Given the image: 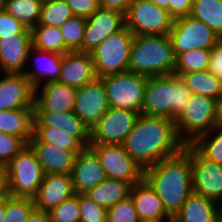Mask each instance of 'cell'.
Wrapping results in <instances>:
<instances>
[{
  "instance_id": "cell-38",
  "label": "cell",
  "mask_w": 222,
  "mask_h": 222,
  "mask_svg": "<svg viewBox=\"0 0 222 222\" xmlns=\"http://www.w3.org/2000/svg\"><path fill=\"white\" fill-rule=\"evenodd\" d=\"M35 208L32 198L6 197V214L2 222H26Z\"/></svg>"
},
{
  "instance_id": "cell-41",
  "label": "cell",
  "mask_w": 222,
  "mask_h": 222,
  "mask_svg": "<svg viewBox=\"0 0 222 222\" xmlns=\"http://www.w3.org/2000/svg\"><path fill=\"white\" fill-rule=\"evenodd\" d=\"M80 222H107V209L96 204L86 194H79Z\"/></svg>"
},
{
  "instance_id": "cell-1",
  "label": "cell",
  "mask_w": 222,
  "mask_h": 222,
  "mask_svg": "<svg viewBox=\"0 0 222 222\" xmlns=\"http://www.w3.org/2000/svg\"><path fill=\"white\" fill-rule=\"evenodd\" d=\"M123 146L145 170L177 154L185 144L177 135L173 119L140 114Z\"/></svg>"
},
{
  "instance_id": "cell-46",
  "label": "cell",
  "mask_w": 222,
  "mask_h": 222,
  "mask_svg": "<svg viewBox=\"0 0 222 222\" xmlns=\"http://www.w3.org/2000/svg\"><path fill=\"white\" fill-rule=\"evenodd\" d=\"M193 0H169L168 12L174 18L189 16Z\"/></svg>"
},
{
  "instance_id": "cell-12",
  "label": "cell",
  "mask_w": 222,
  "mask_h": 222,
  "mask_svg": "<svg viewBox=\"0 0 222 222\" xmlns=\"http://www.w3.org/2000/svg\"><path fill=\"white\" fill-rule=\"evenodd\" d=\"M139 115L134 110L110 108L91 129L90 145H123Z\"/></svg>"
},
{
  "instance_id": "cell-7",
  "label": "cell",
  "mask_w": 222,
  "mask_h": 222,
  "mask_svg": "<svg viewBox=\"0 0 222 222\" xmlns=\"http://www.w3.org/2000/svg\"><path fill=\"white\" fill-rule=\"evenodd\" d=\"M216 100L193 94L182 114L174 121L179 139L192 144L214 127Z\"/></svg>"
},
{
  "instance_id": "cell-8",
  "label": "cell",
  "mask_w": 222,
  "mask_h": 222,
  "mask_svg": "<svg viewBox=\"0 0 222 222\" xmlns=\"http://www.w3.org/2000/svg\"><path fill=\"white\" fill-rule=\"evenodd\" d=\"M110 108L134 110L142 113L147 77L124 72L101 77Z\"/></svg>"
},
{
  "instance_id": "cell-27",
  "label": "cell",
  "mask_w": 222,
  "mask_h": 222,
  "mask_svg": "<svg viewBox=\"0 0 222 222\" xmlns=\"http://www.w3.org/2000/svg\"><path fill=\"white\" fill-rule=\"evenodd\" d=\"M34 109L0 111V132L19 137L26 145L33 136Z\"/></svg>"
},
{
  "instance_id": "cell-48",
  "label": "cell",
  "mask_w": 222,
  "mask_h": 222,
  "mask_svg": "<svg viewBox=\"0 0 222 222\" xmlns=\"http://www.w3.org/2000/svg\"><path fill=\"white\" fill-rule=\"evenodd\" d=\"M26 222H51L49 212L37 209L35 207L29 214Z\"/></svg>"
},
{
  "instance_id": "cell-11",
  "label": "cell",
  "mask_w": 222,
  "mask_h": 222,
  "mask_svg": "<svg viewBox=\"0 0 222 222\" xmlns=\"http://www.w3.org/2000/svg\"><path fill=\"white\" fill-rule=\"evenodd\" d=\"M89 147L97 154L107 178L124 180L132 186L144 179V169L123 145L95 144Z\"/></svg>"
},
{
  "instance_id": "cell-21",
  "label": "cell",
  "mask_w": 222,
  "mask_h": 222,
  "mask_svg": "<svg viewBox=\"0 0 222 222\" xmlns=\"http://www.w3.org/2000/svg\"><path fill=\"white\" fill-rule=\"evenodd\" d=\"M96 78L91 53L73 51L63 54L59 83L77 89Z\"/></svg>"
},
{
  "instance_id": "cell-6",
  "label": "cell",
  "mask_w": 222,
  "mask_h": 222,
  "mask_svg": "<svg viewBox=\"0 0 222 222\" xmlns=\"http://www.w3.org/2000/svg\"><path fill=\"white\" fill-rule=\"evenodd\" d=\"M134 34L125 26L91 53L97 78L128 71Z\"/></svg>"
},
{
  "instance_id": "cell-36",
  "label": "cell",
  "mask_w": 222,
  "mask_h": 222,
  "mask_svg": "<svg viewBox=\"0 0 222 222\" xmlns=\"http://www.w3.org/2000/svg\"><path fill=\"white\" fill-rule=\"evenodd\" d=\"M86 23L87 18L72 16L59 27L65 46L70 52H82V40L86 29Z\"/></svg>"
},
{
  "instance_id": "cell-32",
  "label": "cell",
  "mask_w": 222,
  "mask_h": 222,
  "mask_svg": "<svg viewBox=\"0 0 222 222\" xmlns=\"http://www.w3.org/2000/svg\"><path fill=\"white\" fill-rule=\"evenodd\" d=\"M31 36L34 48L58 54L70 52L65 46L59 27L37 24L31 29Z\"/></svg>"
},
{
  "instance_id": "cell-15",
  "label": "cell",
  "mask_w": 222,
  "mask_h": 222,
  "mask_svg": "<svg viewBox=\"0 0 222 222\" xmlns=\"http://www.w3.org/2000/svg\"><path fill=\"white\" fill-rule=\"evenodd\" d=\"M125 27V14L99 7L87 18L82 52L92 53L101 42Z\"/></svg>"
},
{
  "instance_id": "cell-29",
  "label": "cell",
  "mask_w": 222,
  "mask_h": 222,
  "mask_svg": "<svg viewBox=\"0 0 222 222\" xmlns=\"http://www.w3.org/2000/svg\"><path fill=\"white\" fill-rule=\"evenodd\" d=\"M187 88L195 95L217 100L222 96V81L209 70L180 74Z\"/></svg>"
},
{
  "instance_id": "cell-53",
  "label": "cell",
  "mask_w": 222,
  "mask_h": 222,
  "mask_svg": "<svg viewBox=\"0 0 222 222\" xmlns=\"http://www.w3.org/2000/svg\"><path fill=\"white\" fill-rule=\"evenodd\" d=\"M6 0H0V12L5 11Z\"/></svg>"
},
{
  "instance_id": "cell-10",
  "label": "cell",
  "mask_w": 222,
  "mask_h": 222,
  "mask_svg": "<svg viewBox=\"0 0 222 222\" xmlns=\"http://www.w3.org/2000/svg\"><path fill=\"white\" fill-rule=\"evenodd\" d=\"M168 35L175 57L193 49L211 50L220 39L207 25L191 16L174 19Z\"/></svg>"
},
{
  "instance_id": "cell-23",
  "label": "cell",
  "mask_w": 222,
  "mask_h": 222,
  "mask_svg": "<svg viewBox=\"0 0 222 222\" xmlns=\"http://www.w3.org/2000/svg\"><path fill=\"white\" fill-rule=\"evenodd\" d=\"M130 197L140 222H172L161 199L145 179L131 187Z\"/></svg>"
},
{
  "instance_id": "cell-13",
  "label": "cell",
  "mask_w": 222,
  "mask_h": 222,
  "mask_svg": "<svg viewBox=\"0 0 222 222\" xmlns=\"http://www.w3.org/2000/svg\"><path fill=\"white\" fill-rule=\"evenodd\" d=\"M193 192L222 207V165L205 159L190 144Z\"/></svg>"
},
{
  "instance_id": "cell-52",
  "label": "cell",
  "mask_w": 222,
  "mask_h": 222,
  "mask_svg": "<svg viewBox=\"0 0 222 222\" xmlns=\"http://www.w3.org/2000/svg\"><path fill=\"white\" fill-rule=\"evenodd\" d=\"M158 7L166 9L168 11L169 0H151Z\"/></svg>"
},
{
  "instance_id": "cell-35",
  "label": "cell",
  "mask_w": 222,
  "mask_h": 222,
  "mask_svg": "<svg viewBox=\"0 0 222 222\" xmlns=\"http://www.w3.org/2000/svg\"><path fill=\"white\" fill-rule=\"evenodd\" d=\"M211 50L193 49L181 53L176 57L174 74L208 70Z\"/></svg>"
},
{
  "instance_id": "cell-39",
  "label": "cell",
  "mask_w": 222,
  "mask_h": 222,
  "mask_svg": "<svg viewBox=\"0 0 222 222\" xmlns=\"http://www.w3.org/2000/svg\"><path fill=\"white\" fill-rule=\"evenodd\" d=\"M51 222H80L79 194L70 198L49 211Z\"/></svg>"
},
{
  "instance_id": "cell-24",
  "label": "cell",
  "mask_w": 222,
  "mask_h": 222,
  "mask_svg": "<svg viewBox=\"0 0 222 222\" xmlns=\"http://www.w3.org/2000/svg\"><path fill=\"white\" fill-rule=\"evenodd\" d=\"M36 154L44 174H70L76 155L80 151H70L47 142L27 144Z\"/></svg>"
},
{
  "instance_id": "cell-51",
  "label": "cell",
  "mask_w": 222,
  "mask_h": 222,
  "mask_svg": "<svg viewBox=\"0 0 222 222\" xmlns=\"http://www.w3.org/2000/svg\"><path fill=\"white\" fill-rule=\"evenodd\" d=\"M6 214V198L0 200V222L4 219Z\"/></svg>"
},
{
  "instance_id": "cell-9",
  "label": "cell",
  "mask_w": 222,
  "mask_h": 222,
  "mask_svg": "<svg viewBox=\"0 0 222 222\" xmlns=\"http://www.w3.org/2000/svg\"><path fill=\"white\" fill-rule=\"evenodd\" d=\"M174 18L151 0H133L125 14V26L134 35H167Z\"/></svg>"
},
{
  "instance_id": "cell-3",
  "label": "cell",
  "mask_w": 222,
  "mask_h": 222,
  "mask_svg": "<svg viewBox=\"0 0 222 222\" xmlns=\"http://www.w3.org/2000/svg\"><path fill=\"white\" fill-rule=\"evenodd\" d=\"M192 95L180 75L147 77L141 114L175 121Z\"/></svg>"
},
{
  "instance_id": "cell-44",
  "label": "cell",
  "mask_w": 222,
  "mask_h": 222,
  "mask_svg": "<svg viewBox=\"0 0 222 222\" xmlns=\"http://www.w3.org/2000/svg\"><path fill=\"white\" fill-rule=\"evenodd\" d=\"M74 16L89 18L99 7V0H65Z\"/></svg>"
},
{
  "instance_id": "cell-54",
  "label": "cell",
  "mask_w": 222,
  "mask_h": 222,
  "mask_svg": "<svg viewBox=\"0 0 222 222\" xmlns=\"http://www.w3.org/2000/svg\"><path fill=\"white\" fill-rule=\"evenodd\" d=\"M54 1H58V0H40L42 5L47 4V3H51V2H54Z\"/></svg>"
},
{
  "instance_id": "cell-4",
  "label": "cell",
  "mask_w": 222,
  "mask_h": 222,
  "mask_svg": "<svg viewBox=\"0 0 222 222\" xmlns=\"http://www.w3.org/2000/svg\"><path fill=\"white\" fill-rule=\"evenodd\" d=\"M176 57L169 35H134L128 71L146 77L173 74Z\"/></svg>"
},
{
  "instance_id": "cell-17",
  "label": "cell",
  "mask_w": 222,
  "mask_h": 222,
  "mask_svg": "<svg viewBox=\"0 0 222 222\" xmlns=\"http://www.w3.org/2000/svg\"><path fill=\"white\" fill-rule=\"evenodd\" d=\"M70 175L75 194H85L107 178L97 154L90 147L76 155Z\"/></svg>"
},
{
  "instance_id": "cell-18",
  "label": "cell",
  "mask_w": 222,
  "mask_h": 222,
  "mask_svg": "<svg viewBox=\"0 0 222 222\" xmlns=\"http://www.w3.org/2000/svg\"><path fill=\"white\" fill-rule=\"evenodd\" d=\"M62 59L63 54L31 47L28 52L27 63L23 74L30 81L34 89L47 83L58 82ZM30 62L32 63V66ZM29 68L31 69L29 70Z\"/></svg>"
},
{
  "instance_id": "cell-31",
  "label": "cell",
  "mask_w": 222,
  "mask_h": 222,
  "mask_svg": "<svg viewBox=\"0 0 222 222\" xmlns=\"http://www.w3.org/2000/svg\"><path fill=\"white\" fill-rule=\"evenodd\" d=\"M189 16L203 22L222 38V0H193Z\"/></svg>"
},
{
  "instance_id": "cell-34",
  "label": "cell",
  "mask_w": 222,
  "mask_h": 222,
  "mask_svg": "<svg viewBox=\"0 0 222 222\" xmlns=\"http://www.w3.org/2000/svg\"><path fill=\"white\" fill-rule=\"evenodd\" d=\"M205 159L222 165V128L213 127L191 144Z\"/></svg>"
},
{
  "instance_id": "cell-19",
  "label": "cell",
  "mask_w": 222,
  "mask_h": 222,
  "mask_svg": "<svg viewBox=\"0 0 222 222\" xmlns=\"http://www.w3.org/2000/svg\"><path fill=\"white\" fill-rule=\"evenodd\" d=\"M76 89L59 82H51L35 88V112L73 111Z\"/></svg>"
},
{
  "instance_id": "cell-45",
  "label": "cell",
  "mask_w": 222,
  "mask_h": 222,
  "mask_svg": "<svg viewBox=\"0 0 222 222\" xmlns=\"http://www.w3.org/2000/svg\"><path fill=\"white\" fill-rule=\"evenodd\" d=\"M208 70L222 81V38H220L211 49Z\"/></svg>"
},
{
  "instance_id": "cell-37",
  "label": "cell",
  "mask_w": 222,
  "mask_h": 222,
  "mask_svg": "<svg viewBox=\"0 0 222 222\" xmlns=\"http://www.w3.org/2000/svg\"><path fill=\"white\" fill-rule=\"evenodd\" d=\"M72 16L74 15L67 2L65 0H58L42 5L38 24L60 27Z\"/></svg>"
},
{
  "instance_id": "cell-28",
  "label": "cell",
  "mask_w": 222,
  "mask_h": 222,
  "mask_svg": "<svg viewBox=\"0 0 222 222\" xmlns=\"http://www.w3.org/2000/svg\"><path fill=\"white\" fill-rule=\"evenodd\" d=\"M131 187L132 185L124 180L106 178L85 194L96 204L108 209L130 196Z\"/></svg>"
},
{
  "instance_id": "cell-40",
  "label": "cell",
  "mask_w": 222,
  "mask_h": 222,
  "mask_svg": "<svg viewBox=\"0 0 222 222\" xmlns=\"http://www.w3.org/2000/svg\"><path fill=\"white\" fill-rule=\"evenodd\" d=\"M106 219L107 222H140L130 196L109 207Z\"/></svg>"
},
{
  "instance_id": "cell-14",
  "label": "cell",
  "mask_w": 222,
  "mask_h": 222,
  "mask_svg": "<svg viewBox=\"0 0 222 222\" xmlns=\"http://www.w3.org/2000/svg\"><path fill=\"white\" fill-rule=\"evenodd\" d=\"M110 109L101 78L76 89L73 112L91 130Z\"/></svg>"
},
{
  "instance_id": "cell-42",
  "label": "cell",
  "mask_w": 222,
  "mask_h": 222,
  "mask_svg": "<svg viewBox=\"0 0 222 222\" xmlns=\"http://www.w3.org/2000/svg\"><path fill=\"white\" fill-rule=\"evenodd\" d=\"M26 144L14 135L0 132V166H6Z\"/></svg>"
},
{
  "instance_id": "cell-20",
  "label": "cell",
  "mask_w": 222,
  "mask_h": 222,
  "mask_svg": "<svg viewBox=\"0 0 222 222\" xmlns=\"http://www.w3.org/2000/svg\"><path fill=\"white\" fill-rule=\"evenodd\" d=\"M75 194L70 174H45L36 196L37 209L49 212Z\"/></svg>"
},
{
  "instance_id": "cell-43",
  "label": "cell",
  "mask_w": 222,
  "mask_h": 222,
  "mask_svg": "<svg viewBox=\"0 0 222 222\" xmlns=\"http://www.w3.org/2000/svg\"><path fill=\"white\" fill-rule=\"evenodd\" d=\"M20 33H31V29L26 28L13 15L8 14L6 11L0 12V38Z\"/></svg>"
},
{
  "instance_id": "cell-49",
  "label": "cell",
  "mask_w": 222,
  "mask_h": 222,
  "mask_svg": "<svg viewBox=\"0 0 222 222\" xmlns=\"http://www.w3.org/2000/svg\"><path fill=\"white\" fill-rule=\"evenodd\" d=\"M9 196L7 172L4 166H0V200Z\"/></svg>"
},
{
  "instance_id": "cell-16",
  "label": "cell",
  "mask_w": 222,
  "mask_h": 222,
  "mask_svg": "<svg viewBox=\"0 0 222 222\" xmlns=\"http://www.w3.org/2000/svg\"><path fill=\"white\" fill-rule=\"evenodd\" d=\"M0 111L34 109L35 89L23 73H2Z\"/></svg>"
},
{
  "instance_id": "cell-25",
  "label": "cell",
  "mask_w": 222,
  "mask_h": 222,
  "mask_svg": "<svg viewBox=\"0 0 222 222\" xmlns=\"http://www.w3.org/2000/svg\"><path fill=\"white\" fill-rule=\"evenodd\" d=\"M221 217L219 204L192 192L172 222H220Z\"/></svg>"
},
{
  "instance_id": "cell-2",
  "label": "cell",
  "mask_w": 222,
  "mask_h": 222,
  "mask_svg": "<svg viewBox=\"0 0 222 222\" xmlns=\"http://www.w3.org/2000/svg\"><path fill=\"white\" fill-rule=\"evenodd\" d=\"M144 179L161 199L166 214L173 219L193 192L190 144L145 169Z\"/></svg>"
},
{
  "instance_id": "cell-22",
  "label": "cell",
  "mask_w": 222,
  "mask_h": 222,
  "mask_svg": "<svg viewBox=\"0 0 222 222\" xmlns=\"http://www.w3.org/2000/svg\"><path fill=\"white\" fill-rule=\"evenodd\" d=\"M32 47L31 33L14 34L0 38L1 73H23L28 52Z\"/></svg>"
},
{
  "instance_id": "cell-50",
  "label": "cell",
  "mask_w": 222,
  "mask_h": 222,
  "mask_svg": "<svg viewBox=\"0 0 222 222\" xmlns=\"http://www.w3.org/2000/svg\"><path fill=\"white\" fill-rule=\"evenodd\" d=\"M214 127L222 128V96L216 100Z\"/></svg>"
},
{
  "instance_id": "cell-5",
  "label": "cell",
  "mask_w": 222,
  "mask_h": 222,
  "mask_svg": "<svg viewBox=\"0 0 222 222\" xmlns=\"http://www.w3.org/2000/svg\"><path fill=\"white\" fill-rule=\"evenodd\" d=\"M5 168L9 196L33 199L45 174L32 149L26 145Z\"/></svg>"
},
{
  "instance_id": "cell-30",
  "label": "cell",
  "mask_w": 222,
  "mask_h": 222,
  "mask_svg": "<svg viewBox=\"0 0 222 222\" xmlns=\"http://www.w3.org/2000/svg\"><path fill=\"white\" fill-rule=\"evenodd\" d=\"M29 142H47L70 151H82L86 147L74 137V132L48 126H34L33 136Z\"/></svg>"
},
{
  "instance_id": "cell-33",
  "label": "cell",
  "mask_w": 222,
  "mask_h": 222,
  "mask_svg": "<svg viewBox=\"0 0 222 222\" xmlns=\"http://www.w3.org/2000/svg\"><path fill=\"white\" fill-rule=\"evenodd\" d=\"M41 9L40 0H6L5 5V11L28 29H32L39 23Z\"/></svg>"
},
{
  "instance_id": "cell-26",
  "label": "cell",
  "mask_w": 222,
  "mask_h": 222,
  "mask_svg": "<svg viewBox=\"0 0 222 222\" xmlns=\"http://www.w3.org/2000/svg\"><path fill=\"white\" fill-rule=\"evenodd\" d=\"M34 126L58 127L67 132H74V137L78 138L86 147L90 145L91 130L73 111L35 112Z\"/></svg>"
},
{
  "instance_id": "cell-47",
  "label": "cell",
  "mask_w": 222,
  "mask_h": 222,
  "mask_svg": "<svg viewBox=\"0 0 222 222\" xmlns=\"http://www.w3.org/2000/svg\"><path fill=\"white\" fill-rule=\"evenodd\" d=\"M133 0H99L101 8L119 11L126 14L129 5Z\"/></svg>"
}]
</instances>
